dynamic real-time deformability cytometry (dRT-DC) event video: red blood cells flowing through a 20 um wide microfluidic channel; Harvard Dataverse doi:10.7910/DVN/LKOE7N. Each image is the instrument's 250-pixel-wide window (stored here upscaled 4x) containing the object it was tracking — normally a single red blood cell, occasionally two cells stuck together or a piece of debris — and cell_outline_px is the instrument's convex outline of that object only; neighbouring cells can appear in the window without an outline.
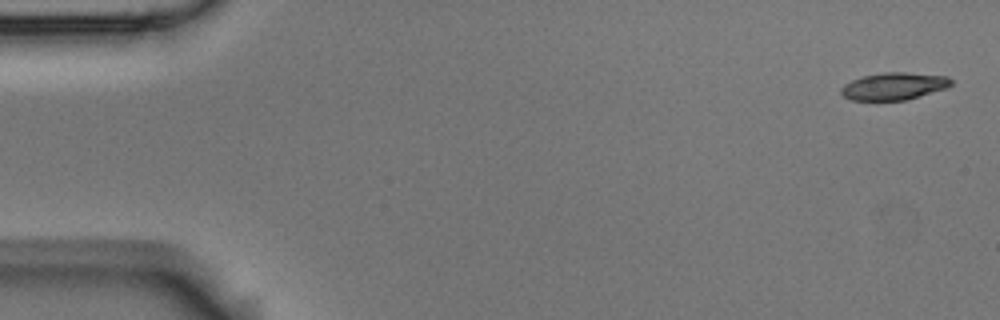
{"species": "Egyptian fruit bat (a non-hibernating species)", "species_latin": "Rousettus aegyptiacus", "temperature_condition": "room temperature", "stored_images_in_passage": 5, "camera_frame_rate_fps": 3000, "um_per_image_px": 0.085, "animal": {"sex": "male"}, "frame": {"image": 1, "passage_image": 1, "time_ms": 0.0, "image_size_px": [1000, 320], "cell_outline_px": [[952, 84], [948, 88], [908, 100], [852, 100], [844, 96], [840, 92], [840, 88], [844, 84], [852, 80], [864, 76], [884, 72], [904, 72], [948, 76], [952, 80]], "centroid_in_image_um": [76.02, 7.33], "position_along_channel_um": 9.0, "area_um2": 17.63}}
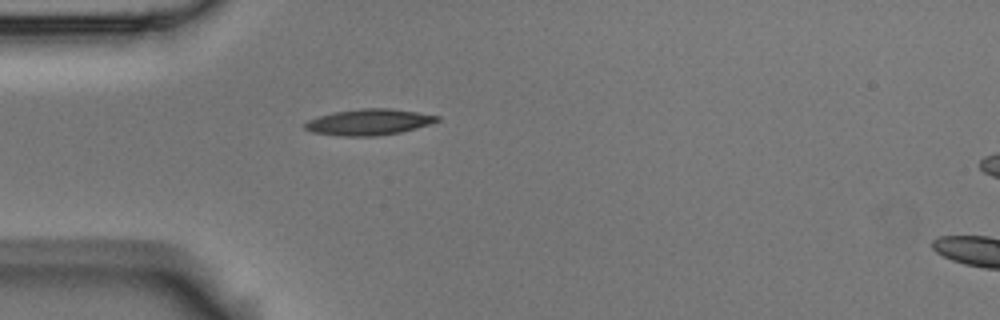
{"frame": {"image": 2, "passage_image": 5, "time_ms": 1.333, "image_size_px": [1000, 320], "cell_outline_px": [[440, 120], [416, 128], [400, 132], [376, 136], [344, 136], [312, 132], [304, 128], [304, 124], [308, 120], [332, 112], [364, 108], [388, 108], [416, 112], [440, 116]], "centroid_in_image_um": [31.34, 10.37], "position_along_channel_um": 53.7, "area_um2": 19.88}}